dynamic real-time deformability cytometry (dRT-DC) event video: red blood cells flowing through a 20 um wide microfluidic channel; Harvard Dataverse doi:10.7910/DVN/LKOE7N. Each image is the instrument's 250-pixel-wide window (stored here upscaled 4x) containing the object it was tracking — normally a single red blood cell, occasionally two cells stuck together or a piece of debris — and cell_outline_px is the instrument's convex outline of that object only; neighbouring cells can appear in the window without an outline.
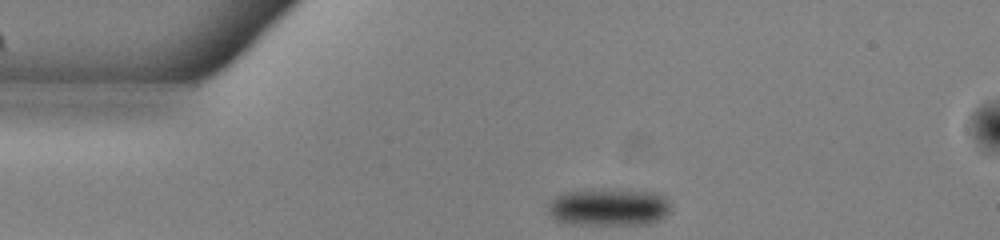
{"species": "common noctule bat (a hibernating species)", "species_latin": "Nyctalus noctula", "temperature_condition": "warm", "stored_images_in_passage": 34, "camera_frame_rate_fps": 3000, "um_per_image_px": 0.085, "animal": {"sex": "male", "body_mass_g": 13.0, "forearm_length_mm": 53.1}, "frame": {"image": 1, "passage_image": 1, "time_ms": 0.0, "image_size_px": [1000, 240], "cell_outline_px": [[668, 212], [664, 216], [648, 224], [560, 224], [552, 220], [544, 212], [548, 204], [556, 196], [564, 192], [588, 188], [632, 188], [656, 192], [664, 196], [668, 204]], "centroid_in_image_um": [51.62, 17.57], "position_along_channel_um": 33.4, "area_um2": 27.92}}
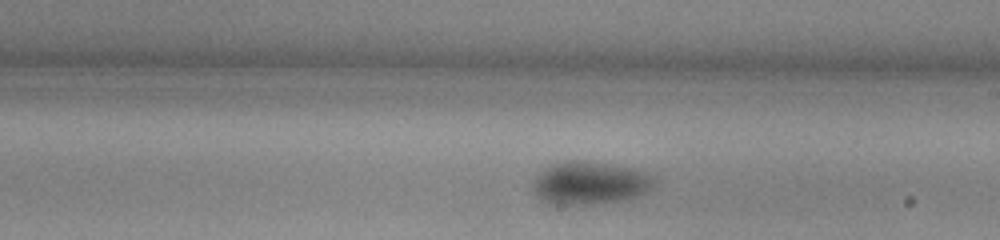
{"frame": {"image": 2, "passage_image": 20, "time_ms": 6.333, "image_size_px": [1000, 240], "cell_outline_px": [[656, 184], [652, 188], [640, 196], [620, 200], [592, 204], [552, 204], [540, 200], [532, 188], [532, 184], [536, 176], [544, 168], [552, 164], [568, 160], [576, 160], [636, 168], [656, 180]], "centroid_in_image_um": [50.12, 15.56], "position_along_channel_um": 238.9, "area_um2": 30.23}}
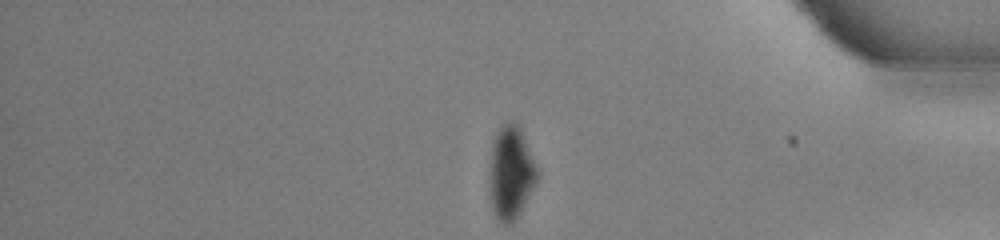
{"frame": {"image": 3, "passage_image": 34, "time_ms": 11.0, "image_size_px": [1000, 240], "cell_outline_px": [[540, 176], [536, 184], [520, 212], [512, 224], [504, 224], [496, 216], [492, 208], [492, 148], [496, 132], [508, 120], [512, 120], [520, 124], [540, 172]], "centroid_in_image_um": [43.51, 14.62], "position_along_channel_um": 391.7, "area_um2": 25.61}, "authors_computed_cell_mechanics": {"area_um2": 29.7092, "velocity_mm_per_s": 3.8907, "shape_relaxation_time_tau1_ms": 3.5441, "shape_relaxation_time_tau2_ms": null, "deformation_change_tau1": 0.0962, "deformation_change_tau2": null}}